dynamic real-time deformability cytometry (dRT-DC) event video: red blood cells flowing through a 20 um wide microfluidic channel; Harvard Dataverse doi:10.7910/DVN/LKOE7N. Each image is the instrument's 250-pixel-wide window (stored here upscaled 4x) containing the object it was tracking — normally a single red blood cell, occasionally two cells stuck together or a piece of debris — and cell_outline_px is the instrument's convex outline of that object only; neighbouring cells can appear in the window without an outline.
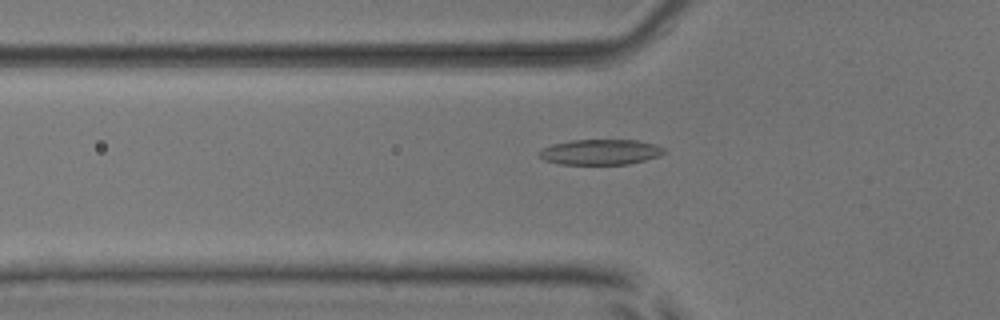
{"species": "common noctule bat (a hibernating species)", "species_latin": "Nyctalus noctula", "temperature_condition": "room temperature", "stored_images_in_passage": 49, "camera_frame_rate_fps": 3000, "um_per_image_px": 0.085, "animal": {"sex": "male", "body_mass_g": 17.9, "forearm_length_mm": 54.2}, "frame": {"image": 1, "passage_image": 19, "time_ms": 6.0, "image_size_px": [1000, 320], "cell_outline_px": [[668, 152], [660, 156], [628, 164], [560, 164], [544, 160], [540, 156], [540, 148], [552, 144], [572, 140], [636, 140], [656, 144], [664, 148]], "centroid_in_image_um": [51.06, 12.92], "position_along_channel_um": 74.7, "area_um2": 18.55}}
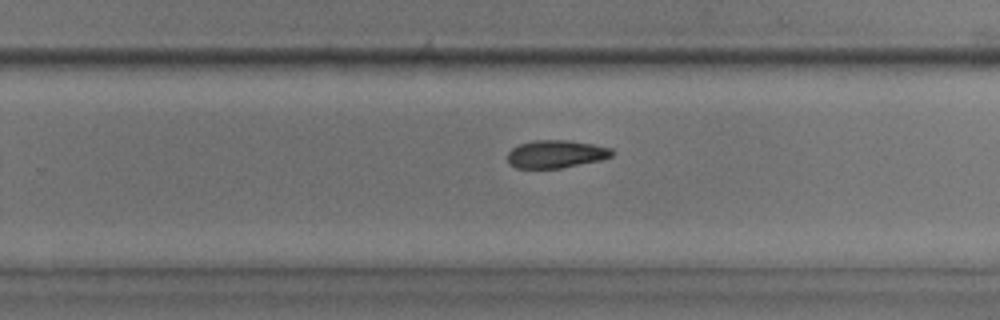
{"frame": {"image": 2, "passage_image": 35, "time_ms": 11.333, "image_size_px": [1000, 320], "cell_outline_px": [[616, 152], [612, 156], [600, 160], [560, 168], [516, 168], [508, 164], [508, 152], [512, 148], [520, 144], [532, 140], [568, 140], [592, 144], [612, 148]], "centroid_in_image_um": [47.26, 13.09], "position_along_channel_um": 282.5, "area_um2": 16.99}}
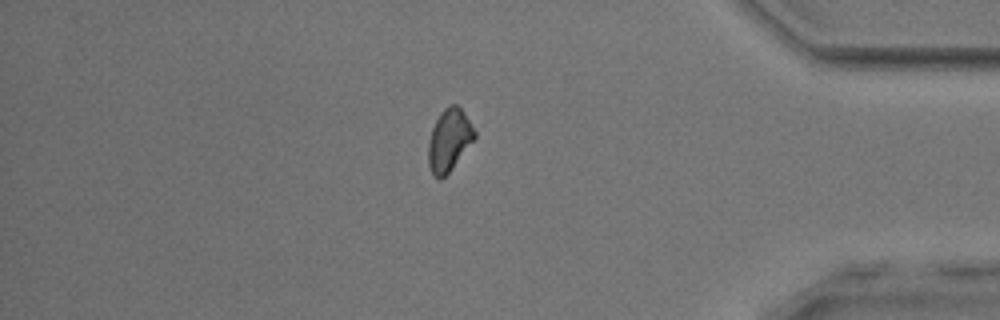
{"frame": {"image": 3, "passage_image": 46, "time_ms": 15.0, "image_size_px": [1000, 320], "cell_outline_px": [[476, 140], [452, 168], [440, 180], [432, 176], [428, 164], [428, 140], [432, 128], [440, 112], [444, 108], [452, 104], [456, 104], [464, 112], [476, 132]], "centroid_in_image_um": [38.18, 11.92], "position_along_channel_um": 397.0, "area_um2": 17.05}}